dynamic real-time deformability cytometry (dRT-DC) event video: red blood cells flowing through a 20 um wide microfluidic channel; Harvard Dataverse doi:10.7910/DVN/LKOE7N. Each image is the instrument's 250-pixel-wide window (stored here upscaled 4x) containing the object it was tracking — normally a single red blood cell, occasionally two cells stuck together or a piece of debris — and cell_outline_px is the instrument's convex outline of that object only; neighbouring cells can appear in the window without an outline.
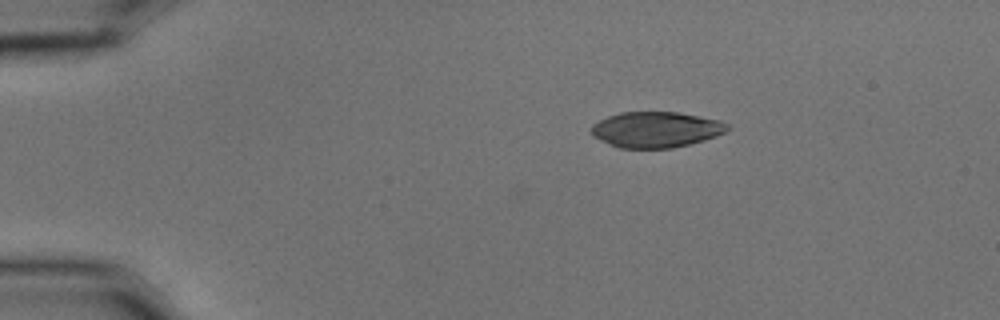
{"species": "common noctule bat (a hibernating species)", "species_latin": "Nyctalus noctula", "temperature_condition": "cold", "stored_images_in_passage": 3, "camera_frame_rate_fps": 3000, "um_per_image_px": 0.085, "animal": {"sex": "male", "body_mass_g": 15.6}, "frame": {"image": 1, "passage_image": 1, "time_ms": 0.0, "image_size_px": [1000, 320], "cell_outline_px": [[728, 128], [724, 132], [716, 136], [704, 140], [672, 148], [620, 148], [600, 140], [592, 136], [592, 124], [608, 116], [620, 112], [680, 112], [720, 120], [728, 124]], "centroid_in_image_um": [55.75, 11.01], "position_along_channel_um": 29.2, "area_um2": 28.26}}